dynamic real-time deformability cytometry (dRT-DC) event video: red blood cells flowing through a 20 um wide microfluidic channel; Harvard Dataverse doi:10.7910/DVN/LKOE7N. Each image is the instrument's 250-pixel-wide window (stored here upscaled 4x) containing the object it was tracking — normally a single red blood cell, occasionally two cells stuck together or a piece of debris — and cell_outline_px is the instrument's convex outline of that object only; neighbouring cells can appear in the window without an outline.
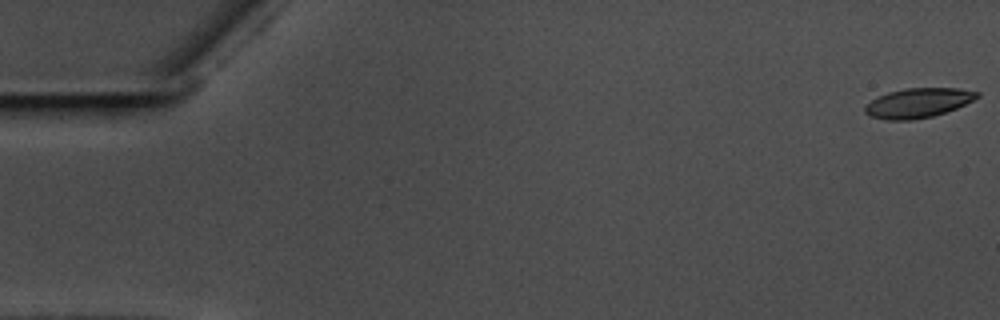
{"species": "common noctule bat (a hibernating species)", "species_latin": "Nyctalus noctula", "temperature_condition": "warm", "stored_images_in_passage": 58, "camera_frame_rate_fps": 3000, "um_per_image_px": 0.085, "animal": {"sex": "male", "body_mass_g": 17.5, "forearm_length_mm": 52.3}, "frame": {"image": 1, "passage_image": 1, "time_ms": 0.0, "image_size_px": [1000, 320], "cell_outline_px": [[980, 96], [956, 108], [932, 116], [912, 120], [884, 120], [868, 116], [864, 112], [864, 108], [872, 100], [888, 92], [904, 88], [960, 88], [980, 92]], "centroid_in_image_um": [78.02, 8.75], "position_along_channel_um": 7.0, "area_um2": 19.25}}
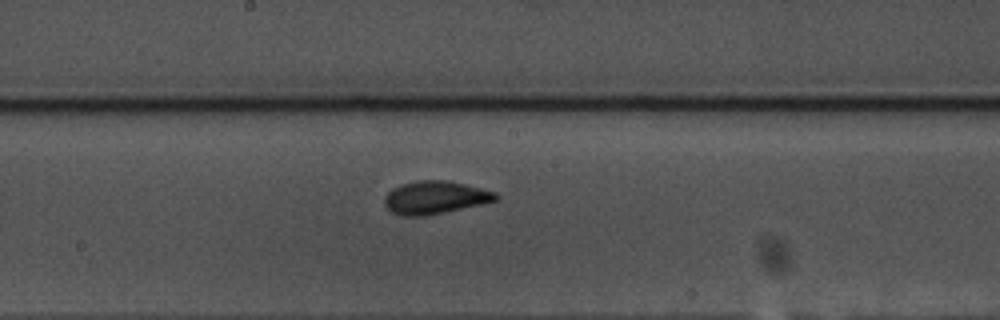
{"frame": {"image": 2, "passage_image": 31, "time_ms": 10.0, "image_size_px": [1000, 320], "cell_outline_px": [[500, 196], [496, 200], [480, 204], [424, 216], [400, 216], [392, 212], [384, 204], [384, 196], [392, 188], [400, 184], [416, 180], [448, 180], [496, 192]], "centroid_in_image_um": [36.93, 16.77], "position_along_channel_um": 211.3, "area_um2": 21.27}}
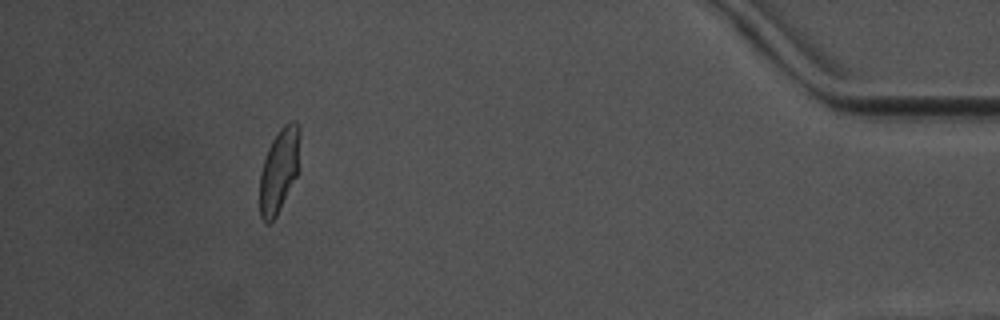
{"frame": {"image": 3, "passage_image": 53, "time_ms": 17.333, "image_size_px": [1000, 320], "cell_outline_px": [[300, 172], [276, 216], [268, 224], [260, 216], [260, 172], [268, 148], [272, 140], [280, 128], [284, 124], [292, 120], [296, 120], [300, 128]], "centroid_in_image_um": [23.77, 14.43], "position_along_channel_um": 411.4, "area_um2": 20.17}, "authors_computed_cell_mechanics": {"area_um2": 19.9699, "velocity_mm_per_s": 3.5599, "shape_relaxation_time_tau1_ms": 4.0114, "shape_relaxation_time_tau2_ms": 1.4232, "deformation_change_tau1": 0.1288, "deformation_change_tau2": 0.06}}